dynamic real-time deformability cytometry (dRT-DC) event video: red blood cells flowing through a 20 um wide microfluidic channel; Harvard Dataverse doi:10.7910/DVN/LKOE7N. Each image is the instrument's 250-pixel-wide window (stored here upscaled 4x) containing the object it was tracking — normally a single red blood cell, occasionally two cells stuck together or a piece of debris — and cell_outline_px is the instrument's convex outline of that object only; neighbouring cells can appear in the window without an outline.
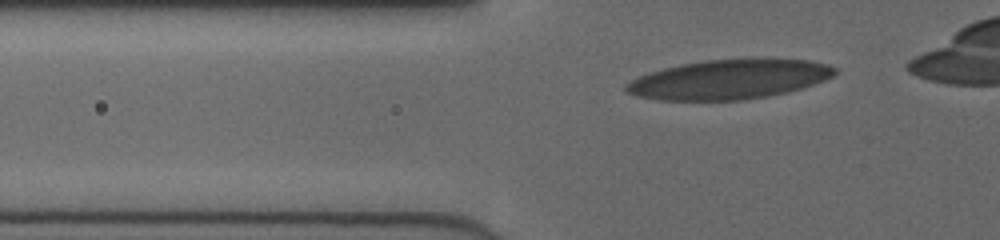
{"species": "human", "species_latin": "Homo sapiens", "temperature_condition": "cold", "stored_images_in_passage": 33, "camera_frame_rate_fps": 3000, "um_per_image_px": 0.085, "donor": {"sex": "female"}, "frame": {"image": 1, "passage_image": 3, "time_ms": 0.667, "image_size_px": [1000, 240], "cell_outline_px": [[836, 72], [832, 76], [824, 80], [788, 92], [768, 96], [740, 100], [660, 100], [636, 96], [628, 92], [624, 88], [624, 84], [648, 72], [680, 64], [704, 60], [752, 56], [764, 56], [808, 60], [828, 64], [836, 68]], "centroid_in_image_um": [62.0, 6.7], "position_along_channel_um": 63.8, "area_um2": 49.07}}
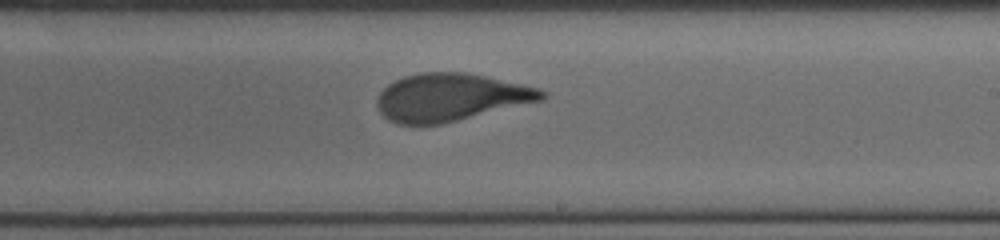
{"frame": {"image": 2, "passage_image": 18, "time_ms": 5.667, "image_size_px": [1000, 240], "cell_outline_px": [[548, 96], [544, 100], [440, 124], [396, 124], [388, 120], [380, 112], [376, 104], [376, 100], [380, 92], [388, 84], [404, 76], [420, 72], [464, 72], [488, 76], [540, 88], [548, 92]], "centroid_in_image_um": [38.33, 8.26], "position_along_channel_um": 250.7, "area_um2": 45.89}}
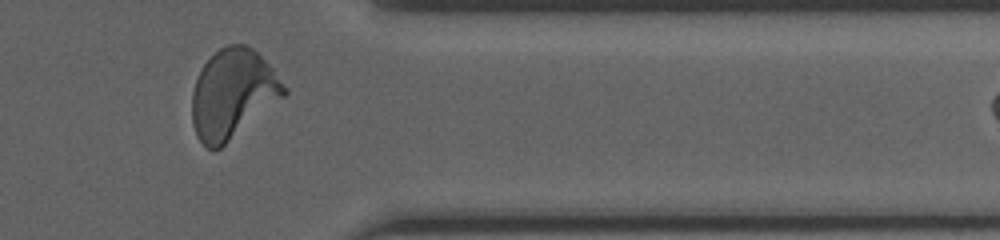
{"frame": {"image": 3, "passage_image": 29, "time_ms": 9.333, "image_size_px": [1000, 240], "cell_outline_px": [[288, 92], [284, 96], [220, 148], [208, 148], [196, 136], [192, 124], [192, 92], [196, 80], [204, 64], [220, 48], [228, 44], [244, 44], [252, 48], [272, 68], [288, 88]], "centroid_in_image_um": [19.78, 7.97], "position_along_channel_um": 391.6, "area_um2": 47.11}}